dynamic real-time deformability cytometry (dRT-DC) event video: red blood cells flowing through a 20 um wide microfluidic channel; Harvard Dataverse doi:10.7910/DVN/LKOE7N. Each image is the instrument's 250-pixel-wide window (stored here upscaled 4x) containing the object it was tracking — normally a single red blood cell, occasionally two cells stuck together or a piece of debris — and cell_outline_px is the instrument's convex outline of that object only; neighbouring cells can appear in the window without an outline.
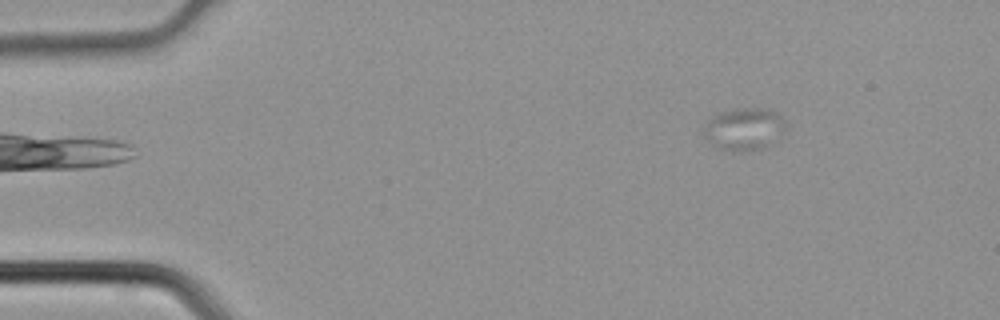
{"species": "common noctule bat (a hibernating species)", "species_latin": "Nyctalus noctula", "temperature_condition": "cold", "stored_images_in_passage": 4, "camera_frame_rate_fps": 3000, "um_per_image_px": 0.085, "animal": {"sex": "male", "body_mass_g": 21.5, "forearm_length_mm": 52.0}, "frame": {"image": 1, "passage_image": 4, "time_ms": 1.0, "image_size_px": [1000, 320], "cell_outline_px": [[788, 124], [764, 148], [744, 152], [732, 152], [716, 148], [704, 136], [704, 124], [712, 116], [720, 112], [736, 108], [772, 108]], "centroid_in_image_um": [63.21, 10.96], "position_along_channel_um": 21.8, "area_um2": 20.35}}